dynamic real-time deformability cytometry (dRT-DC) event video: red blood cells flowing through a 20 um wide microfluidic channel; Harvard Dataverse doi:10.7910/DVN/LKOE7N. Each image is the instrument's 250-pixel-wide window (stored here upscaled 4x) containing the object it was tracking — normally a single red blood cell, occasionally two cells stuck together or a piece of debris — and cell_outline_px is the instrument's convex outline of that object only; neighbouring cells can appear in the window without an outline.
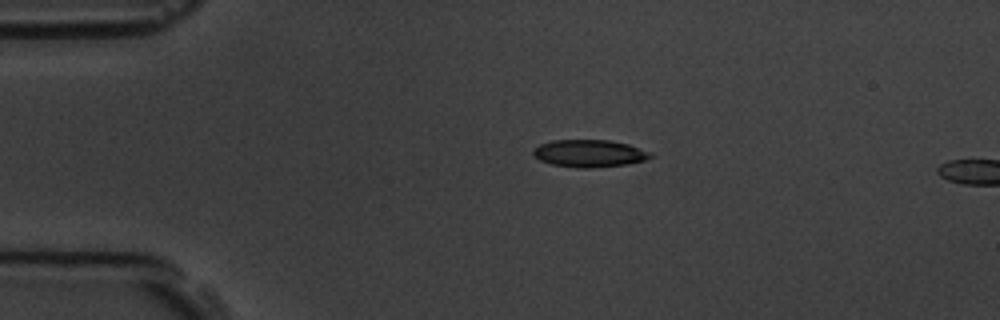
{"species": "common noctule bat (a hibernating species)", "species_latin": "Nyctalus noctula", "temperature_condition": "room temperature", "stored_images_in_passage": 2, "camera_frame_rate_fps": 3000, "um_per_image_px": 0.085, "animal": {"sex": "male", "body_mass_g": 19.5, "forearm_length_mm": 54.6}, "frame": {"image": 1, "passage_image": 1, "time_ms": 0.0, "image_size_px": [1000, 320], "cell_outline_px": [[652, 156], [644, 160], [628, 164], [588, 168], [580, 168], [552, 164], [540, 160], [532, 156], [532, 152], [540, 144], [552, 140], [608, 140], [628, 144], [652, 152]], "centroid_in_image_um": [50.09, 13.03], "position_along_channel_um": 34.9, "area_um2": 18.61}}